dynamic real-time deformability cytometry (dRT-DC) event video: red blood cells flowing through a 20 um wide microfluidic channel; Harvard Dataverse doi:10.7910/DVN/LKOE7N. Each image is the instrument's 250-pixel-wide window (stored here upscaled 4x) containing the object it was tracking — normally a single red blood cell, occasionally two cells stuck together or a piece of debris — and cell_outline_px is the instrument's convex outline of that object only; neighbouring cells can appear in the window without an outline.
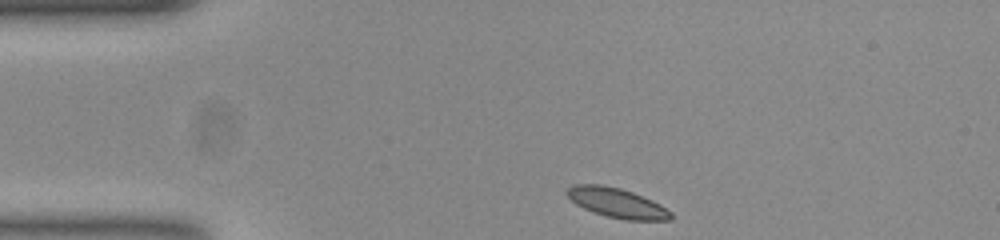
{"species": "common noctule bat (a hibernating species)", "species_latin": "Nyctalus noctula", "temperature_condition": "room temperature", "stored_images_in_passage": 37, "camera_frame_rate_fps": 3000, "um_per_image_px": 0.085, "animal": {"sex": "female", "body_mass_g": 23.0, "forearm_length_mm": 53.4}, "frame": {"image": 1, "passage_image": 1, "time_ms": 0.0, "image_size_px": [1000, 240], "cell_outline_px": [[672, 220], [624, 220], [592, 212], [576, 204], [564, 192], [572, 184], [600, 184], [620, 188], [632, 192], [652, 200], [660, 204], [672, 212]], "centroid_in_image_um": [52.44, 17.24], "position_along_channel_um": 32.6, "area_um2": 17.98}}
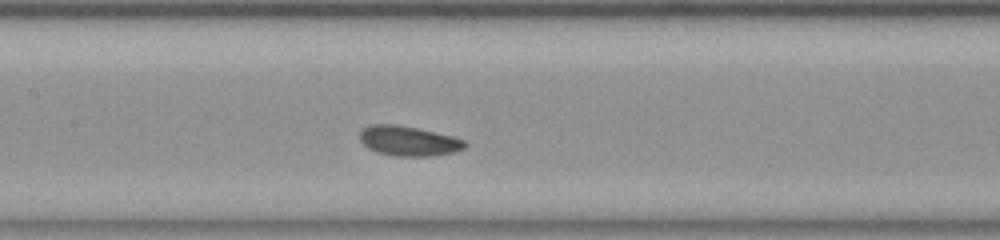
{"frame": {"image": 2, "passage_image": 16, "time_ms": 5.0, "image_size_px": [1000, 240], "cell_outline_px": [[468, 144], [464, 148], [452, 152], [432, 156], [396, 156], [376, 152], [368, 148], [360, 140], [360, 132], [364, 128], [372, 124], [396, 124], [416, 128], [452, 136], [464, 140]], "centroid_in_image_um": [34.72, 11.98], "position_along_channel_um": 172.7, "area_um2": 18.15}}
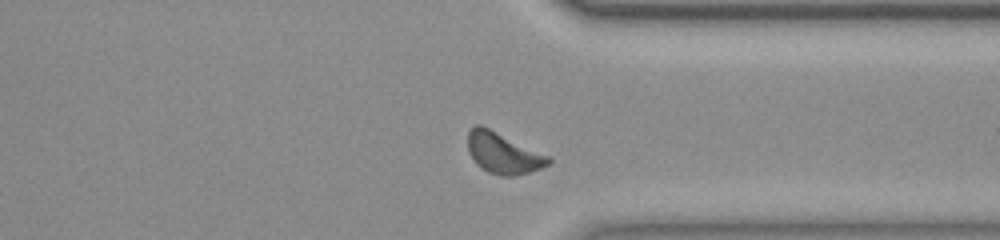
{"frame": {"image": 3, "passage_image": 32, "time_ms": 10.333, "image_size_px": [1000, 240], "cell_outline_px": [[552, 164], [528, 172], [512, 176], [500, 176], [488, 172], [480, 168], [476, 164], [468, 152], [468, 132], [476, 124], [480, 124], [548, 156], [552, 160]], "centroid_in_image_um": [42.74, 13.03], "position_along_channel_um": 368.7, "area_um2": 19.02}, "authors_computed_cell_mechanics": {"area_um2": 18.0914, "velocity_mm_per_s": 3.7134, "shape_relaxation_time_tau1_ms": 1.0512, "shape_relaxation_time_tau2_ms": 4.5807, "deformation_change_tau1": 0.0673, "deformation_change_tau2": 0.1058}}